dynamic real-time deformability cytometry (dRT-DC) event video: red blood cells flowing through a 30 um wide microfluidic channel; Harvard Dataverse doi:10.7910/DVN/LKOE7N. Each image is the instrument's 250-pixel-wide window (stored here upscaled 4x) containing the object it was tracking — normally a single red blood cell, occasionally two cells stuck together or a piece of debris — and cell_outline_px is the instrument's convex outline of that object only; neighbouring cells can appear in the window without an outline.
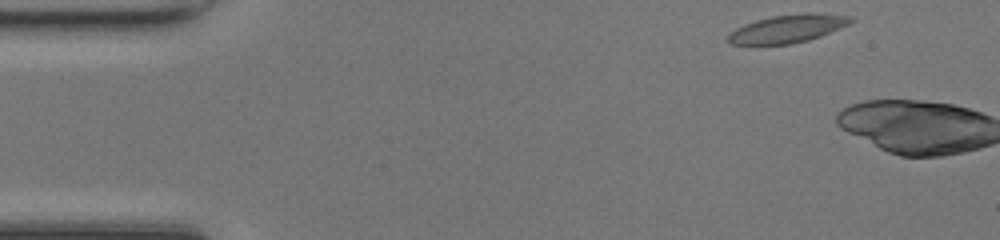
{"species": "common noctule bat (a hibernating species)", "species_latin": "Nyctalus noctula", "temperature_condition": "room temperature", "stored_images_in_passage": 3, "camera_frame_rate_fps": 3000, "um_per_image_px": 0.085, "animal": {"sex": "female", "body_mass_g": 17.0, "forearm_length_mm": 48.0}, "frame": {"image": 1, "passage_image": 1, "time_ms": 0.0, "image_size_px": [1000, 240], "cell_outline_px": [[852, 20], [848, 24], [820, 36], [808, 40], [792, 44], [728, 44], [724, 40], [728, 32], [744, 24], [756, 20], [772, 16], [808, 12], [812, 12], [852, 16]], "centroid_in_image_um": [66.87, 2.44], "position_along_channel_um": 18.1, "area_um2": 20.11}}